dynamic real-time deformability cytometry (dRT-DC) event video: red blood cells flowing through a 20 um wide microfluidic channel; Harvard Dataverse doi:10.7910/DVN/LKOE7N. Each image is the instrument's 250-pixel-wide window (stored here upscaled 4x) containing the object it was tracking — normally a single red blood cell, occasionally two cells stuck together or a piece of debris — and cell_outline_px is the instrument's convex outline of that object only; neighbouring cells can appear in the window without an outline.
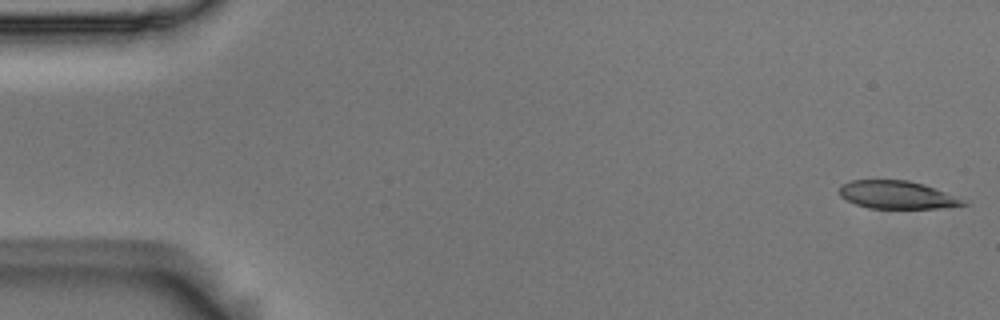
{"species": "Egyptian fruit bat (a non-hibernating species)", "species_latin": "Rousettus aegyptiacus", "temperature_condition": "room temperature", "stored_images_in_passage": 54, "camera_frame_rate_fps": 3000, "um_per_image_px": 0.085, "animal": {"sex": "male"}, "frame": {"image": 1, "passage_image": 1, "time_ms": 0.0, "image_size_px": [1000, 320], "cell_outline_px": [[968, 204], [940, 208], [868, 208], [856, 204], [840, 196], [840, 188], [844, 184], [852, 180], [908, 180], [924, 184], [944, 192]], "centroid_in_image_um": [76.19, 16.56], "position_along_channel_um": 8.8, "area_um2": 19.59}}
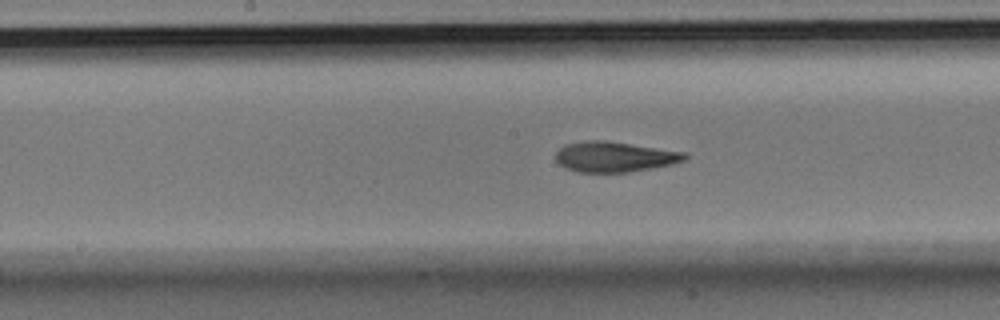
{"frame": {"image": 2, "passage_image": 27, "time_ms": 8.667, "image_size_px": [1000, 320], "cell_outline_px": [[688, 156], [684, 160], [672, 164], [652, 168], [628, 172], [576, 172], [564, 168], [556, 160], [556, 152], [564, 144], [584, 140], [608, 140], [688, 152]], "centroid_in_image_um": [52.24, 13.31], "position_along_channel_um": 196.0, "area_um2": 23.18}}
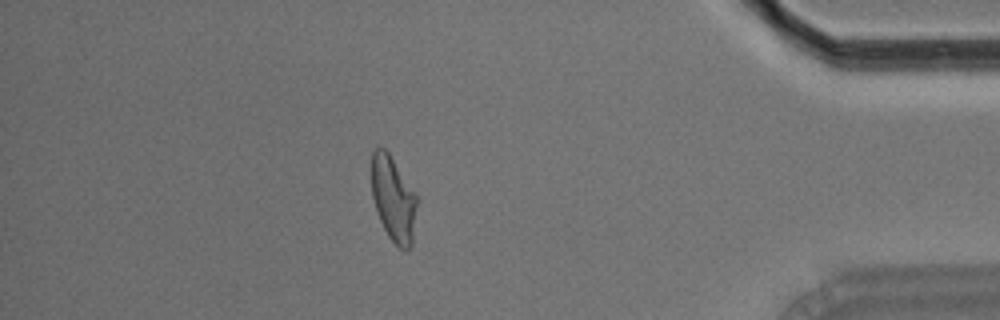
{"frame": {"image": 3, "passage_image": 47, "time_ms": 15.333, "image_size_px": [1000, 320], "cell_outline_px": [[416, 204], [412, 244], [404, 252], [388, 236], [380, 220], [372, 196], [372, 152], [376, 148], [384, 148], [388, 152], [416, 196]], "centroid_in_image_um": [33.41, 16.93], "position_along_channel_um": 401.8, "area_um2": 21.79}, "authors_computed_cell_mechanics": {"area_um2": 22.6576, "velocity_mm_per_s": 3.7023, "shape_relaxation_time_tau1_ms": 6.326, "shape_relaxation_time_tau2_ms": 2.0956, "deformation_change_tau1": 0.1858, "deformation_change_tau2": 0.0967}}